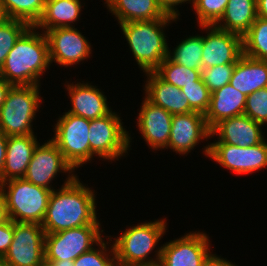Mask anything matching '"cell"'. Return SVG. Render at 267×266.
Segmentation results:
<instances>
[{
  "mask_svg": "<svg viewBox=\"0 0 267 266\" xmlns=\"http://www.w3.org/2000/svg\"><path fill=\"white\" fill-rule=\"evenodd\" d=\"M85 186L73 173L58 191H52L41 224L45 234L100 224L96 216L95 191Z\"/></svg>",
  "mask_w": 267,
  "mask_h": 266,
  "instance_id": "6da1fadb",
  "label": "cell"
},
{
  "mask_svg": "<svg viewBox=\"0 0 267 266\" xmlns=\"http://www.w3.org/2000/svg\"><path fill=\"white\" fill-rule=\"evenodd\" d=\"M35 29L30 26L18 38L0 70V76L12 86H40V76L51 65L46 35Z\"/></svg>",
  "mask_w": 267,
  "mask_h": 266,
  "instance_id": "7a4b0ae2",
  "label": "cell"
},
{
  "mask_svg": "<svg viewBox=\"0 0 267 266\" xmlns=\"http://www.w3.org/2000/svg\"><path fill=\"white\" fill-rule=\"evenodd\" d=\"M171 20L176 19L131 21L119 24L143 72H154L168 57L169 47L163 28L168 26Z\"/></svg>",
  "mask_w": 267,
  "mask_h": 266,
  "instance_id": "3957f363",
  "label": "cell"
},
{
  "mask_svg": "<svg viewBox=\"0 0 267 266\" xmlns=\"http://www.w3.org/2000/svg\"><path fill=\"white\" fill-rule=\"evenodd\" d=\"M166 220L145 222L128 228L115 239L113 244L117 266H158L161 260V247L156 250V258L148 259L162 235Z\"/></svg>",
  "mask_w": 267,
  "mask_h": 266,
  "instance_id": "277c9868",
  "label": "cell"
},
{
  "mask_svg": "<svg viewBox=\"0 0 267 266\" xmlns=\"http://www.w3.org/2000/svg\"><path fill=\"white\" fill-rule=\"evenodd\" d=\"M0 191L5 197L10 220L42 224L53 190L37 186L24 178H15L0 183Z\"/></svg>",
  "mask_w": 267,
  "mask_h": 266,
  "instance_id": "5b68a950",
  "label": "cell"
},
{
  "mask_svg": "<svg viewBox=\"0 0 267 266\" xmlns=\"http://www.w3.org/2000/svg\"><path fill=\"white\" fill-rule=\"evenodd\" d=\"M38 85L11 86L0 108V129L8 136L34 135L32 121L42 102Z\"/></svg>",
  "mask_w": 267,
  "mask_h": 266,
  "instance_id": "8992f818",
  "label": "cell"
},
{
  "mask_svg": "<svg viewBox=\"0 0 267 266\" xmlns=\"http://www.w3.org/2000/svg\"><path fill=\"white\" fill-rule=\"evenodd\" d=\"M89 127V119L67 112L55 125L51 140L74 170L90 161Z\"/></svg>",
  "mask_w": 267,
  "mask_h": 266,
  "instance_id": "52a82bcc",
  "label": "cell"
},
{
  "mask_svg": "<svg viewBox=\"0 0 267 266\" xmlns=\"http://www.w3.org/2000/svg\"><path fill=\"white\" fill-rule=\"evenodd\" d=\"M100 224H90L45 234V263L72 260L89 251L102 238ZM93 246V247H92Z\"/></svg>",
  "mask_w": 267,
  "mask_h": 266,
  "instance_id": "ba28073f",
  "label": "cell"
},
{
  "mask_svg": "<svg viewBox=\"0 0 267 266\" xmlns=\"http://www.w3.org/2000/svg\"><path fill=\"white\" fill-rule=\"evenodd\" d=\"M129 135L115 112L90 120V160L94 154L105 160L119 159L124 153H128L131 142Z\"/></svg>",
  "mask_w": 267,
  "mask_h": 266,
  "instance_id": "9c48e42d",
  "label": "cell"
},
{
  "mask_svg": "<svg viewBox=\"0 0 267 266\" xmlns=\"http://www.w3.org/2000/svg\"><path fill=\"white\" fill-rule=\"evenodd\" d=\"M3 259L8 266H42L45 263L42 225L14 222L13 241Z\"/></svg>",
  "mask_w": 267,
  "mask_h": 266,
  "instance_id": "30bf717a",
  "label": "cell"
},
{
  "mask_svg": "<svg viewBox=\"0 0 267 266\" xmlns=\"http://www.w3.org/2000/svg\"><path fill=\"white\" fill-rule=\"evenodd\" d=\"M204 154L235 174H248L267 167V142L239 147L225 143L206 145Z\"/></svg>",
  "mask_w": 267,
  "mask_h": 266,
  "instance_id": "8fae6325",
  "label": "cell"
},
{
  "mask_svg": "<svg viewBox=\"0 0 267 266\" xmlns=\"http://www.w3.org/2000/svg\"><path fill=\"white\" fill-rule=\"evenodd\" d=\"M199 26L209 31L206 36H202L203 69L223 64H235L243 55L242 36L215 25Z\"/></svg>",
  "mask_w": 267,
  "mask_h": 266,
  "instance_id": "7c38bea8",
  "label": "cell"
},
{
  "mask_svg": "<svg viewBox=\"0 0 267 266\" xmlns=\"http://www.w3.org/2000/svg\"><path fill=\"white\" fill-rule=\"evenodd\" d=\"M45 35L51 64L56 62L68 67L90 57L91 44L74 26L50 29Z\"/></svg>",
  "mask_w": 267,
  "mask_h": 266,
  "instance_id": "4fadbf2b",
  "label": "cell"
},
{
  "mask_svg": "<svg viewBox=\"0 0 267 266\" xmlns=\"http://www.w3.org/2000/svg\"><path fill=\"white\" fill-rule=\"evenodd\" d=\"M210 240L203 232H190L161 246L158 266H202L211 253Z\"/></svg>",
  "mask_w": 267,
  "mask_h": 266,
  "instance_id": "5bb4252c",
  "label": "cell"
},
{
  "mask_svg": "<svg viewBox=\"0 0 267 266\" xmlns=\"http://www.w3.org/2000/svg\"><path fill=\"white\" fill-rule=\"evenodd\" d=\"M60 171L72 174L74 169L50 139L41 146L38 143L23 178L37 186L54 190L49 184Z\"/></svg>",
  "mask_w": 267,
  "mask_h": 266,
  "instance_id": "9a60e30c",
  "label": "cell"
},
{
  "mask_svg": "<svg viewBox=\"0 0 267 266\" xmlns=\"http://www.w3.org/2000/svg\"><path fill=\"white\" fill-rule=\"evenodd\" d=\"M210 134L204 114L197 111L174 114L167 147L180 155L187 154L200 140L210 138Z\"/></svg>",
  "mask_w": 267,
  "mask_h": 266,
  "instance_id": "2e32d148",
  "label": "cell"
},
{
  "mask_svg": "<svg viewBox=\"0 0 267 266\" xmlns=\"http://www.w3.org/2000/svg\"><path fill=\"white\" fill-rule=\"evenodd\" d=\"M137 126L152 149H167L172 125V114L144 98L140 106Z\"/></svg>",
  "mask_w": 267,
  "mask_h": 266,
  "instance_id": "e0dca14e",
  "label": "cell"
},
{
  "mask_svg": "<svg viewBox=\"0 0 267 266\" xmlns=\"http://www.w3.org/2000/svg\"><path fill=\"white\" fill-rule=\"evenodd\" d=\"M262 126L243 114L220 121L211 129L210 137L219 136L218 141L213 143H225L241 148L254 146L264 140Z\"/></svg>",
  "mask_w": 267,
  "mask_h": 266,
  "instance_id": "ac0fdd59",
  "label": "cell"
},
{
  "mask_svg": "<svg viewBox=\"0 0 267 266\" xmlns=\"http://www.w3.org/2000/svg\"><path fill=\"white\" fill-rule=\"evenodd\" d=\"M146 75L148 80L144 90L148 101L172 115L194 112L181 89L165 82L155 72H147Z\"/></svg>",
  "mask_w": 267,
  "mask_h": 266,
  "instance_id": "d6986e66",
  "label": "cell"
},
{
  "mask_svg": "<svg viewBox=\"0 0 267 266\" xmlns=\"http://www.w3.org/2000/svg\"><path fill=\"white\" fill-rule=\"evenodd\" d=\"M71 99V113L92 120L106 116L112 110L109 109L107 98L96 86L88 83L66 85Z\"/></svg>",
  "mask_w": 267,
  "mask_h": 266,
  "instance_id": "ffe728a7",
  "label": "cell"
},
{
  "mask_svg": "<svg viewBox=\"0 0 267 266\" xmlns=\"http://www.w3.org/2000/svg\"><path fill=\"white\" fill-rule=\"evenodd\" d=\"M37 145L38 141L35 135L8 137L5 164L0 175V183L25 176Z\"/></svg>",
  "mask_w": 267,
  "mask_h": 266,
  "instance_id": "44dd1931",
  "label": "cell"
},
{
  "mask_svg": "<svg viewBox=\"0 0 267 266\" xmlns=\"http://www.w3.org/2000/svg\"><path fill=\"white\" fill-rule=\"evenodd\" d=\"M246 96L230 84L211 93L210 106L205 121L211 130L220 121L244 114Z\"/></svg>",
  "mask_w": 267,
  "mask_h": 266,
  "instance_id": "7402d4cb",
  "label": "cell"
},
{
  "mask_svg": "<svg viewBox=\"0 0 267 266\" xmlns=\"http://www.w3.org/2000/svg\"><path fill=\"white\" fill-rule=\"evenodd\" d=\"M229 84L245 96L267 87V61L243 54L235 63Z\"/></svg>",
  "mask_w": 267,
  "mask_h": 266,
  "instance_id": "603a6c76",
  "label": "cell"
},
{
  "mask_svg": "<svg viewBox=\"0 0 267 266\" xmlns=\"http://www.w3.org/2000/svg\"><path fill=\"white\" fill-rule=\"evenodd\" d=\"M107 8L118 23L156 19H177L166 15L157 0H105Z\"/></svg>",
  "mask_w": 267,
  "mask_h": 266,
  "instance_id": "cb8c5ba5",
  "label": "cell"
},
{
  "mask_svg": "<svg viewBox=\"0 0 267 266\" xmlns=\"http://www.w3.org/2000/svg\"><path fill=\"white\" fill-rule=\"evenodd\" d=\"M257 17V0H229L223 15L214 25L243 36Z\"/></svg>",
  "mask_w": 267,
  "mask_h": 266,
  "instance_id": "d4e9b609",
  "label": "cell"
},
{
  "mask_svg": "<svg viewBox=\"0 0 267 266\" xmlns=\"http://www.w3.org/2000/svg\"><path fill=\"white\" fill-rule=\"evenodd\" d=\"M80 0H46L45 8L40 20L35 25L36 29L47 30L72 27V23L80 17Z\"/></svg>",
  "mask_w": 267,
  "mask_h": 266,
  "instance_id": "484cf974",
  "label": "cell"
},
{
  "mask_svg": "<svg viewBox=\"0 0 267 266\" xmlns=\"http://www.w3.org/2000/svg\"><path fill=\"white\" fill-rule=\"evenodd\" d=\"M202 36H190L181 41L173 52L169 49L168 58L176 64L202 71Z\"/></svg>",
  "mask_w": 267,
  "mask_h": 266,
  "instance_id": "4316f807",
  "label": "cell"
},
{
  "mask_svg": "<svg viewBox=\"0 0 267 266\" xmlns=\"http://www.w3.org/2000/svg\"><path fill=\"white\" fill-rule=\"evenodd\" d=\"M46 0H0L7 18L35 26L40 20Z\"/></svg>",
  "mask_w": 267,
  "mask_h": 266,
  "instance_id": "83f0119b",
  "label": "cell"
},
{
  "mask_svg": "<svg viewBox=\"0 0 267 266\" xmlns=\"http://www.w3.org/2000/svg\"><path fill=\"white\" fill-rule=\"evenodd\" d=\"M243 54L267 61V19L257 17L242 36Z\"/></svg>",
  "mask_w": 267,
  "mask_h": 266,
  "instance_id": "f1b7e54d",
  "label": "cell"
},
{
  "mask_svg": "<svg viewBox=\"0 0 267 266\" xmlns=\"http://www.w3.org/2000/svg\"><path fill=\"white\" fill-rule=\"evenodd\" d=\"M162 80L172 84L179 89L189 84H196L202 78L201 71L190 69L176 64L166 57L159 67L154 71Z\"/></svg>",
  "mask_w": 267,
  "mask_h": 266,
  "instance_id": "f546056e",
  "label": "cell"
},
{
  "mask_svg": "<svg viewBox=\"0 0 267 266\" xmlns=\"http://www.w3.org/2000/svg\"><path fill=\"white\" fill-rule=\"evenodd\" d=\"M30 27L24 21L8 18L0 24V70L18 38Z\"/></svg>",
  "mask_w": 267,
  "mask_h": 266,
  "instance_id": "4dcf8cb0",
  "label": "cell"
},
{
  "mask_svg": "<svg viewBox=\"0 0 267 266\" xmlns=\"http://www.w3.org/2000/svg\"><path fill=\"white\" fill-rule=\"evenodd\" d=\"M103 239L97 244L100 246L98 249L92 248L89 251L81 254L74 260V266H117L116 255L113 245L111 248V253L109 255L108 248ZM113 255V256H112ZM112 256V258L110 257Z\"/></svg>",
  "mask_w": 267,
  "mask_h": 266,
  "instance_id": "1f68e13d",
  "label": "cell"
},
{
  "mask_svg": "<svg viewBox=\"0 0 267 266\" xmlns=\"http://www.w3.org/2000/svg\"><path fill=\"white\" fill-rule=\"evenodd\" d=\"M229 0H194L193 8L200 25H214L223 15Z\"/></svg>",
  "mask_w": 267,
  "mask_h": 266,
  "instance_id": "d6a6232c",
  "label": "cell"
},
{
  "mask_svg": "<svg viewBox=\"0 0 267 266\" xmlns=\"http://www.w3.org/2000/svg\"><path fill=\"white\" fill-rule=\"evenodd\" d=\"M181 91L186 95L189 106L205 115L210 106L211 92L202 78L196 81V84L184 86Z\"/></svg>",
  "mask_w": 267,
  "mask_h": 266,
  "instance_id": "836d02e7",
  "label": "cell"
},
{
  "mask_svg": "<svg viewBox=\"0 0 267 266\" xmlns=\"http://www.w3.org/2000/svg\"><path fill=\"white\" fill-rule=\"evenodd\" d=\"M244 115L263 126L267 123V87L246 96Z\"/></svg>",
  "mask_w": 267,
  "mask_h": 266,
  "instance_id": "e575fe53",
  "label": "cell"
},
{
  "mask_svg": "<svg viewBox=\"0 0 267 266\" xmlns=\"http://www.w3.org/2000/svg\"><path fill=\"white\" fill-rule=\"evenodd\" d=\"M234 68L235 64H223L202 69V80L212 93L230 83Z\"/></svg>",
  "mask_w": 267,
  "mask_h": 266,
  "instance_id": "d590c367",
  "label": "cell"
},
{
  "mask_svg": "<svg viewBox=\"0 0 267 266\" xmlns=\"http://www.w3.org/2000/svg\"><path fill=\"white\" fill-rule=\"evenodd\" d=\"M14 236V221L9 220L0 224V257L4 258L10 248Z\"/></svg>",
  "mask_w": 267,
  "mask_h": 266,
  "instance_id": "8d00e7d4",
  "label": "cell"
},
{
  "mask_svg": "<svg viewBox=\"0 0 267 266\" xmlns=\"http://www.w3.org/2000/svg\"><path fill=\"white\" fill-rule=\"evenodd\" d=\"M187 1H189V3L192 1V5H193L194 0H157V3L161 7V9L165 12L166 15H169V16H172L178 19L179 18L178 16L180 15V13L175 7Z\"/></svg>",
  "mask_w": 267,
  "mask_h": 266,
  "instance_id": "74e56055",
  "label": "cell"
},
{
  "mask_svg": "<svg viewBox=\"0 0 267 266\" xmlns=\"http://www.w3.org/2000/svg\"><path fill=\"white\" fill-rule=\"evenodd\" d=\"M202 266H236L232 264L230 261L225 260L224 258H220L219 256H215V254H209L207 258L204 260Z\"/></svg>",
  "mask_w": 267,
  "mask_h": 266,
  "instance_id": "f35d334b",
  "label": "cell"
},
{
  "mask_svg": "<svg viewBox=\"0 0 267 266\" xmlns=\"http://www.w3.org/2000/svg\"><path fill=\"white\" fill-rule=\"evenodd\" d=\"M8 136L0 129V175L5 164Z\"/></svg>",
  "mask_w": 267,
  "mask_h": 266,
  "instance_id": "ab89813d",
  "label": "cell"
},
{
  "mask_svg": "<svg viewBox=\"0 0 267 266\" xmlns=\"http://www.w3.org/2000/svg\"><path fill=\"white\" fill-rule=\"evenodd\" d=\"M6 201L3 193L0 191V224L9 221Z\"/></svg>",
  "mask_w": 267,
  "mask_h": 266,
  "instance_id": "60d3db41",
  "label": "cell"
},
{
  "mask_svg": "<svg viewBox=\"0 0 267 266\" xmlns=\"http://www.w3.org/2000/svg\"><path fill=\"white\" fill-rule=\"evenodd\" d=\"M11 84L6 82L1 76H0V108L3 105L7 92L11 88Z\"/></svg>",
  "mask_w": 267,
  "mask_h": 266,
  "instance_id": "b9f144b4",
  "label": "cell"
},
{
  "mask_svg": "<svg viewBox=\"0 0 267 266\" xmlns=\"http://www.w3.org/2000/svg\"><path fill=\"white\" fill-rule=\"evenodd\" d=\"M257 16L267 19V0H257Z\"/></svg>",
  "mask_w": 267,
  "mask_h": 266,
  "instance_id": "7bdbcfd3",
  "label": "cell"
},
{
  "mask_svg": "<svg viewBox=\"0 0 267 266\" xmlns=\"http://www.w3.org/2000/svg\"><path fill=\"white\" fill-rule=\"evenodd\" d=\"M51 266H74V261L72 260H61V261H52Z\"/></svg>",
  "mask_w": 267,
  "mask_h": 266,
  "instance_id": "ee69618b",
  "label": "cell"
},
{
  "mask_svg": "<svg viewBox=\"0 0 267 266\" xmlns=\"http://www.w3.org/2000/svg\"><path fill=\"white\" fill-rule=\"evenodd\" d=\"M6 13L3 9V5L0 3V24L3 23L5 20H7Z\"/></svg>",
  "mask_w": 267,
  "mask_h": 266,
  "instance_id": "f6af8a7d",
  "label": "cell"
},
{
  "mask_svg": "<svg viewBox=\"0 0 267 266\" xmlns=\"http://www.w3.org/2000/svg\"><path fill=\"white\" fill-rule=\"evenodd\" d=\"M0 266H8L3 258L0 257Z\"/></svg>",
  "mask_w": 267,
  "mask_h": 266,
  "instance_id": "bcb514c9",
  "label": "cell"
},
{
  "mask_svg": "<svg viewBox=\"0 0 267 266\" xmlns=\"http://www.w3.org/2000/svg\"><path fill=\"white\" fill-rule=\"evenodd\" d=\"M42 266H51L50 264L44 263Z\"/></svg>",
  "mask_w": 267,
  "mask_h": 266,
  "instance_id": "7dc6e473",
  "label": "cell"
}]
</instances>
